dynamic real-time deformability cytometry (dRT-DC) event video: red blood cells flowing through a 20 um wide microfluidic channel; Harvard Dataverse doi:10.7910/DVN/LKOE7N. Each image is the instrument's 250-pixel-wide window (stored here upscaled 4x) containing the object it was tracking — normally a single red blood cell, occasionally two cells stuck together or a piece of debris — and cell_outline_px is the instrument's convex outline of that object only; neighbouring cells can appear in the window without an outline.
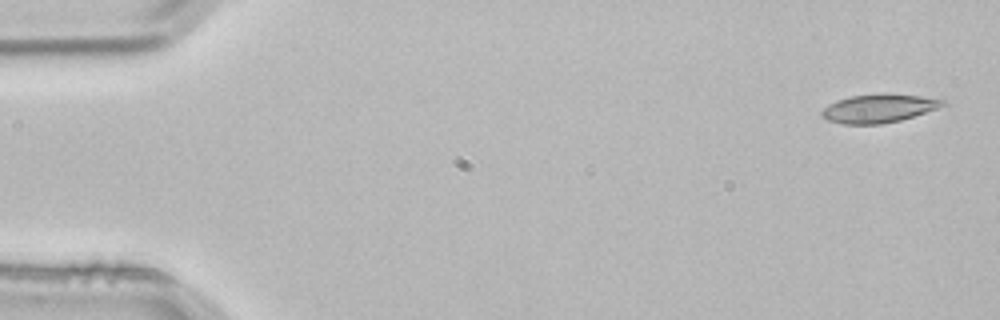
{"species": "common noctule bat (a hibernating species)", "species_latin": "Nyctalus noctula", "temperature_condition": "room temperature", "stored_images_in_passage": 3, "camera_frame_rate_fps": 3000, "um_per_image_px": 0.085, "animal": {"sex": "male", "body_mass_g": 21.5, "forearm_length_mm": 52.0}, "frame": {"image": 1, "passage_image": 1, "time_ms": 0.0, "image_size_px": [1000, 320], "cell_outline_px": [[948, 104], [900, 120], [880, 124], [844, 124], [828, 120], [820, 116], [820, 112], [828, 104], [836, 100], [852, 96], [888, 92], [920, 96], [948, 100]], "centroid_in_image_um": [74.68, 9.19], "position_along_channel_um": 10.3, "area_um2": 20.17}}